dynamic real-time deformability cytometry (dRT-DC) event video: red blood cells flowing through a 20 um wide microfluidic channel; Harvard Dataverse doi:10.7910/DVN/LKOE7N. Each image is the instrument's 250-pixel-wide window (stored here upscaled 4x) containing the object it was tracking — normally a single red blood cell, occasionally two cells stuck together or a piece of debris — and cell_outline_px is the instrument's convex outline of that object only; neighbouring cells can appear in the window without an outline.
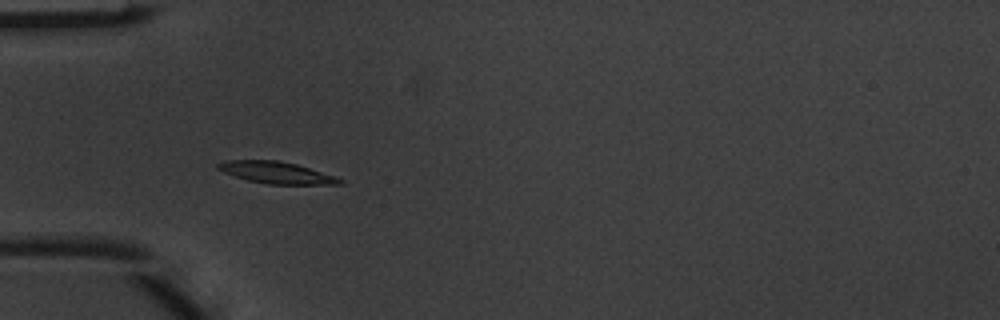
{"species": "common noctule bat (a hibernating species)", "species_latin": "Nyctalus noctula", "temperature_condition": "warm", "stored_images_in_passage": 7, "camera_frame_rate_fps": 3000, "um_per_image_px": 0.085, "animal": {"sex": "male", "body_mass_g": 20.1, "forearm_length_mm": 53.5}, "frame": {"image": 1, "passage_image": 5, "time_ms": 1.333, "image_size_px": [1000, 320], "cell_outline_px": [[344, 184], [268, 184], [248, 180], [224, 172], [216, 168], [216, 164], [228, 160], [276, 160], [296, 164], [336, 176], [344, 180]], "centroid_in_image_um": [23.52, 14.67], "position_along_channel_um": 61.5, "area_um2": 15.32}}
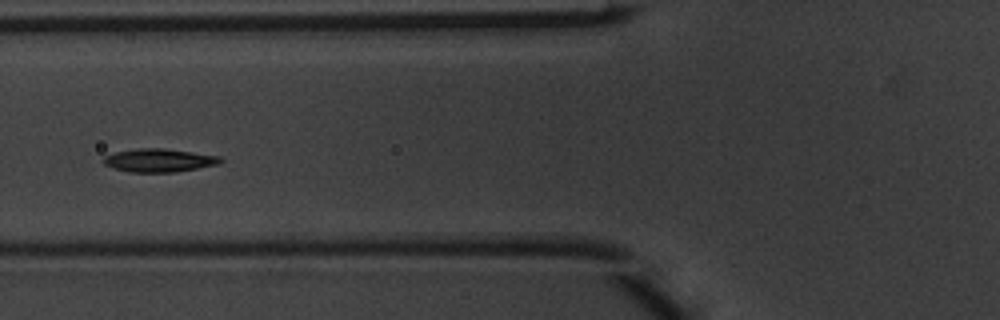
{"frame": {"image": 2, "passage_image": 6, "time_ms": 1.667, "image_size_px": [1000, 320], "cell_outline_px": [[224, 160], [220, 164], [176, 172], [128, 172], [112, 168], [104, 164], [100, 160], [104, 156], [116, 152], [136, 148], [164, 148], [220, 156]], "centroid_in_image_um": [13.5, 13.63], "position_along_channel_um": 112.3, "area_um2": 16.07}}
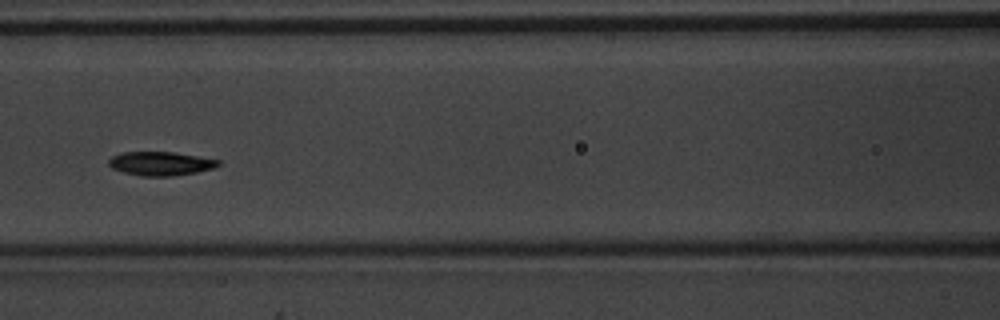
{"frame": {"image": 3, "passage_image": 7, "time_ms": 2.0, "image_size_px": [1000, 320], "cell_outline_px": [[220, 164], [216, 168], [196, 172], [172, 176], [140, 176], [124, 172], [112, 168], [108, 164], [108, 160], [112, 156], [120, 152], [176, 152], [220, 160]], "centroid_in_image_um": [13.66, 13.9], "position_along_channel_um": 152.9, "area_um2": 15.32}}